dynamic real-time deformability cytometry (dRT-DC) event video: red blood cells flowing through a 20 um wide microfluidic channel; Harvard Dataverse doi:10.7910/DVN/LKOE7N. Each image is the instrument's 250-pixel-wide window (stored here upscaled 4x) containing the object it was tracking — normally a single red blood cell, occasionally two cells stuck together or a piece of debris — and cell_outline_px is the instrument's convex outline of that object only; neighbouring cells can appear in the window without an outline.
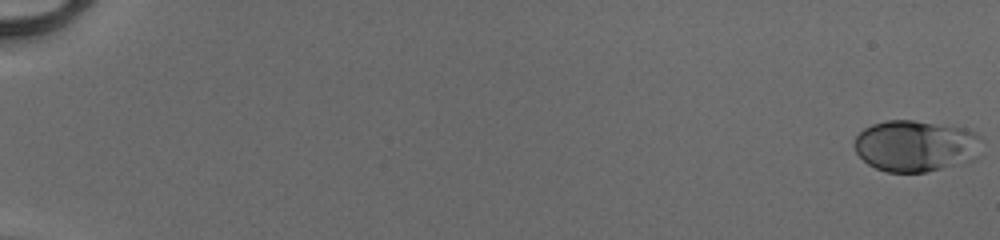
{"species": "human", "species_latin": "Homo sapiens", "temperature_condition": "cold", "stored_images_in_passage": 53, "camera_frame_rate_fps": 3000, "um_per_image_px": 0.085, "donor": {"sex": "male"}, "frame": {"image": 1, "passage_image": 1, "time_ms": 0.0, "image_size_px": [1000, 240], "cell_outline_px": [[980, 156], [976, 160], [924, 172], [888, 172], [876, 168], [868, 164], [856, 152], [852, 144], [856, 136], [864, 128], [872, 124], [884, 120], [912, 120], [964, 128], [976, 132], [980, 136]], "centroid_in_image_um": [77.84, 12.4], "position_along_channel_um": 7.2, "area_um2": 38.44}}
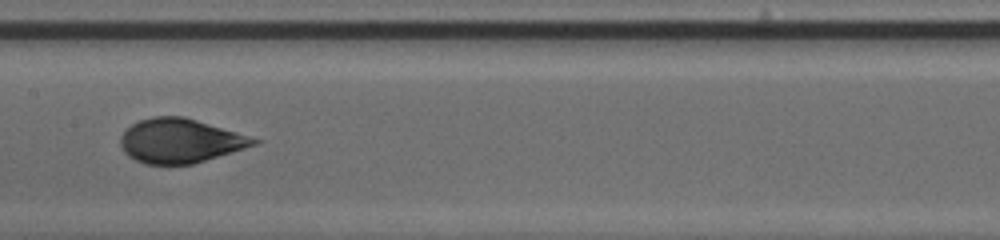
{"frame": {"image": 2, "passage_image": 30, "time_ms": 9.667, "image_size_px": [1000, 240], "cell_outline_px": [[260, 140], [256, 144], [244, 148], [192, 164], [144, 164], [128, 156], [124, 152], [120, 144], [120, 136], [132, 124], [140, 120], [152, 116], [184, 116], [236, 132]], "centroid_in_image_um": [15.26, 11.96], "position_along_channel_um": 192.1, "area_um2": 33.93}}
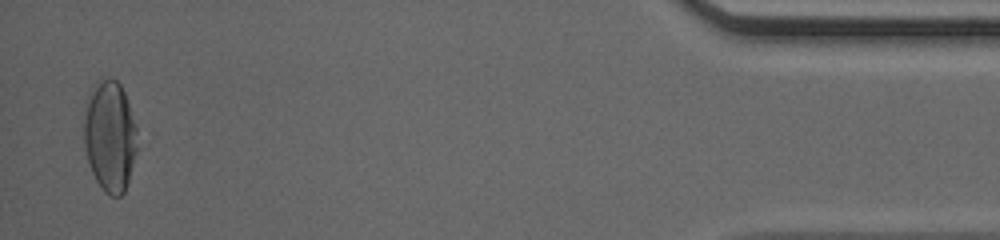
{"frame": {"image": 3, "passage_image": 52, "time_ms": 17.0, "image_size_px": [1000, 240], "cell_outline_px": [[136, 152], [128, 180], [124, 192], [120, 196], [112, 196], [104, 192], [96, 180], [92, 172], [88, 160], [84, 144], [84, 120], [88, 92], [96, 80], [116, 80], [120, 84], [124, 92], [136, 128]], "centroid_in_image_um": [9.31, 11.57], "position_along_channel_um": 425.9, "area_um2": 34.1}, "authors_computed_cell_mechanics": {"area_um2": 35.0268, "velocity_mm_per_s": 4.1276, "shape_relaxation_time_tau1_ms": 5.4484, "shape_relaxation_time_tau2_ms": null, "deformation_change_tau1": 0.2189, "deformation_change_tau2": null}}